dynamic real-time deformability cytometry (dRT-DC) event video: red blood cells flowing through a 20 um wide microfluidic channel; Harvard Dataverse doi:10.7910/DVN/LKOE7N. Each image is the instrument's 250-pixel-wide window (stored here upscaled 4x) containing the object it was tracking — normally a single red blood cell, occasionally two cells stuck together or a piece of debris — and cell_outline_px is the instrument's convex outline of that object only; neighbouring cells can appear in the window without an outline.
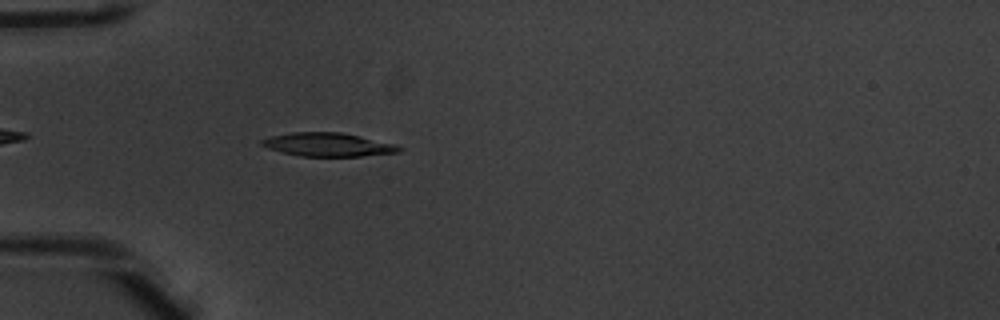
{"species": "common noctule bat (a hibernating species)", "species_latin": "Nyctalus noctula", "temperature_condition": "warm", "stored_images_in_passage": 41, "camera_frame_rate_fps": 3000, "um_per_image_px": 0.085, "animal": {"sex": "male", "body_mass_g": 20.1, "forearm_length_mm": 53.5}, "frame": {"image": 1, "passage_image": 5, "time_ms": 1.333, "image_size_px": [1000, 320], "cell_outline_px": [[404, 148], [400, 152], [360, 156], [300, 156], [280, 152], [268, 148], [260, 144], [260, 140], [272, 136], [292, 132], [340, 132], [360, 136], [396, 144]], "centroid_in_image_um": [27.89, 12.29], "position_along_channel_um": 57.1, "area_um2": 18.84}}
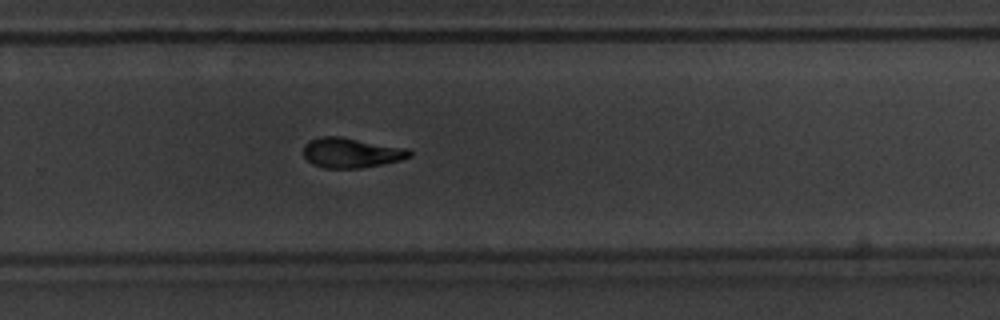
{"frame": {"image": 2, "passage_image": 24, "time_ms": 7.667, "image_size_px": [1000, 320], "cell_outline_px": [[412, 156], [400, 160], [384, 164], [360, 168], [324, 168], [312, 164], [304, 156], [304, 144], [308, 140], [320, 136], [340, 136], [408, 148], [412, 152]], "centroid_in_image_um": [29.86, 12.98], "position_along_channel_um": 299.9, "area_um2": 18.73}}
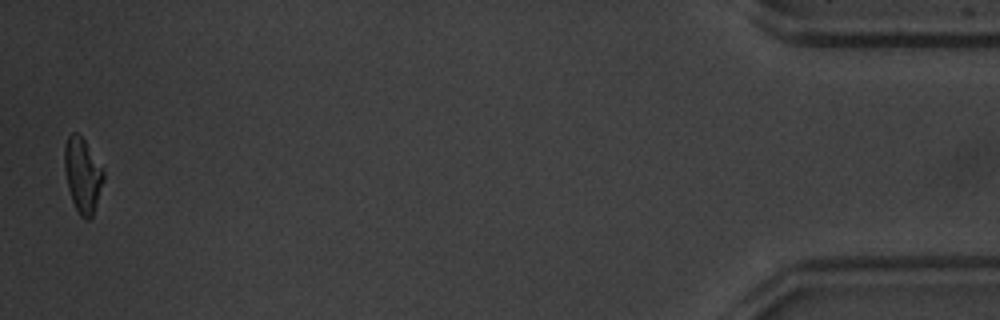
{"frame": {"image": 3, "passage_image": 40, "time_ms": 13.0, "image_size_px": [1000, 320], "cell_outline_px": [[104, 180], [92, 216], [88, 220], [84, 220], [80, 216], [72, 200], [68, 188], [64, 168], [64, 148], [68, 136], [72, 132], [76, 132], [84, 140], [104, 172]], "centroid_in_image_um": [7.0, 14.9], "position_along_channel_um": 428.2, "area_um2": 16.7}, "authors_computed_cell_mechanics": {"area_um2": 18.9006, "velocity_mm_per_s": 3.955, "shape_relaxation_time_tau1_ms": 3.4554, "shape_relaxation_time_tau2_ms": 3.1581, "deformation_change_tau1": 0.1654, "deformation_change_tau2": 0.0967}}